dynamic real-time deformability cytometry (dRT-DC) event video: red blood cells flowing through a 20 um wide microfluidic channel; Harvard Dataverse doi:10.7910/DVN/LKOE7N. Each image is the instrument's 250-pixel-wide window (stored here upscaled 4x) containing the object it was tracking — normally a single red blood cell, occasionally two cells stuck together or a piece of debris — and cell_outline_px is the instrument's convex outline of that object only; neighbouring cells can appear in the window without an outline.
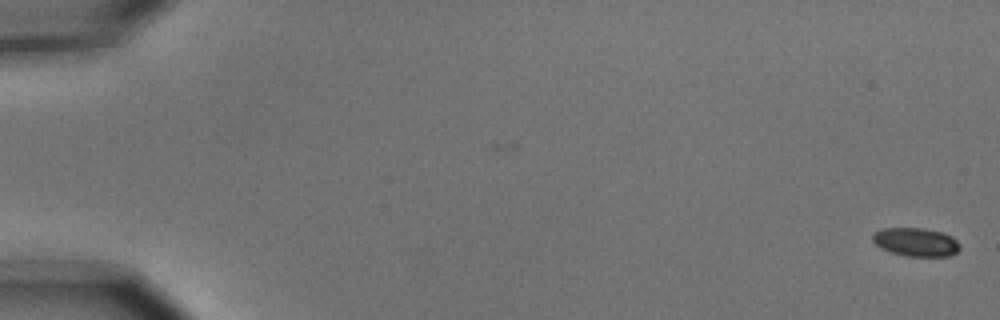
{"species": "common noctule bat (a hibernating species)", "species_latin": "Nyctalus noctula", "temperature_condition": "cold", "stored_images_in_passage": 2, "camera_frame_rate_fps": 3000, "um_per_image_px": 0.085, "animal": {"sex": "male", "body_mass_g": 15.6}, "frame": {"image": 1, "passage_image": 2, "time_ms": 0.333, "image_size_px": [1000, 320], "cell_outline_px": [[960, 248], [956, 252], [948, 256], [904, 256], [880, 248], [872, 240], [872, 232], [884, 228], [924, 228], [940, 232], [952, 236], [960, 244]], "centroid_in_image_um": [77.83, 20.57], "position_along_channel_um": 7.2, "area_um2": 14.51}}